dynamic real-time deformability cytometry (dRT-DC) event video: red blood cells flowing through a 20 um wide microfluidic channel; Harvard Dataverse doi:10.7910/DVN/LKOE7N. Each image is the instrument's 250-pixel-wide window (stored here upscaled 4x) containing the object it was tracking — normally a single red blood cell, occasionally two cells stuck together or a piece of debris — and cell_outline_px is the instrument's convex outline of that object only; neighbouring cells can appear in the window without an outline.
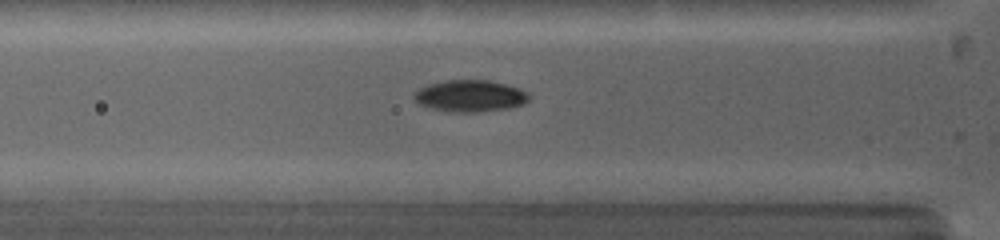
{"species": "common noctule bat (a hibernating species)", "species_latin": "Nyctalus noctula", "temperature_condition": "warm", "stored_images_in_passage": 71, "camera_frame_rate_fps": 5000, "um_per_image_px": 0.085, "animal": {"sex": "female", "body_mass_g": 19.0, "forearm_length_mm": 53.3}, "frame": {"image": 1, "passage_image": 6, "time_ms": 0.8, "image_size_px": [1000, 240], "cell_outline_px": [[532, 96], [524, 104], [508, 108], [476, 112], [456, 112], [432, 108], [420, 104], [412, 96], [412, 92], [428, 84], [444, 80], [488, 80], [520, 88], [528, 92]], "centroid_in_image_um": [39.97, 8.14], "position_along_channel_um": 85.8, "area_um2": 21.27}}
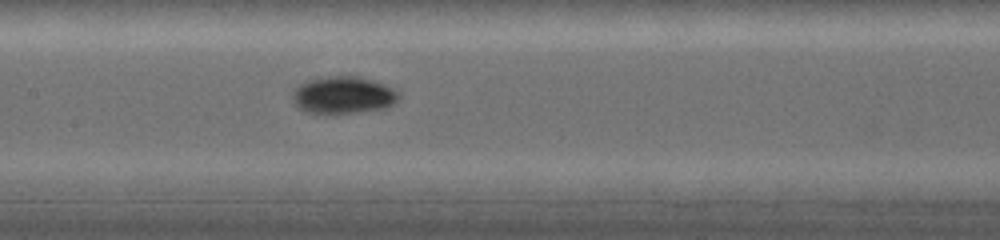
{"frame": {"image": 2, "passage_image": 22, "time_ms": 3.0, "image_size_px": [1000, 240], "cell_outline_px": [[400, 96], [388, 108], [356, 112], [304, 112], [296, 108], [292, 100], [292, 92], [300, 84], [308, 80], [328, 76], [356, 76], [384, 84], [400, 92]], "centroid_in_image_um": [29.15, 8.08], "position_along_channel_um": 178.2, "area_um2": 22.89}}
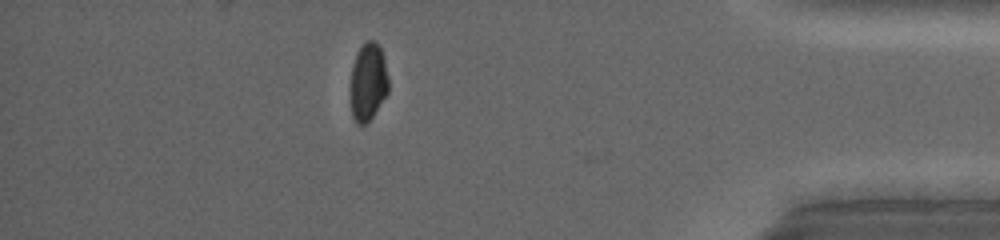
{"frame": {"image": 3, "passage_image": 67, "time_ms": 9.4, "image_size_px": [1000, 240], "cell_outline_px": [[388, 92], [372, 116], [364, 124], [356, 124], [352, 116], [348, 92], [348, 88], [352, 64], [356, 52], [364, 40], [376, 40], [384, 56], [388, 76]], "centroid_in_image_um": [31.23, 6.92], "position_along_channel_um": 404.0, "area_um2": 17.92}, "authors_computed_cell_mechanics": {"area_um2": 21.2704, "velocity_mm_per_s": 4.1973, "shape_relaxation_time_tau1_ms": 4.4738, "shape_relaxation_time_tau2_ms": null, "deformation_change_tau1": 0.1523, "deformation_change_tau2": null}}